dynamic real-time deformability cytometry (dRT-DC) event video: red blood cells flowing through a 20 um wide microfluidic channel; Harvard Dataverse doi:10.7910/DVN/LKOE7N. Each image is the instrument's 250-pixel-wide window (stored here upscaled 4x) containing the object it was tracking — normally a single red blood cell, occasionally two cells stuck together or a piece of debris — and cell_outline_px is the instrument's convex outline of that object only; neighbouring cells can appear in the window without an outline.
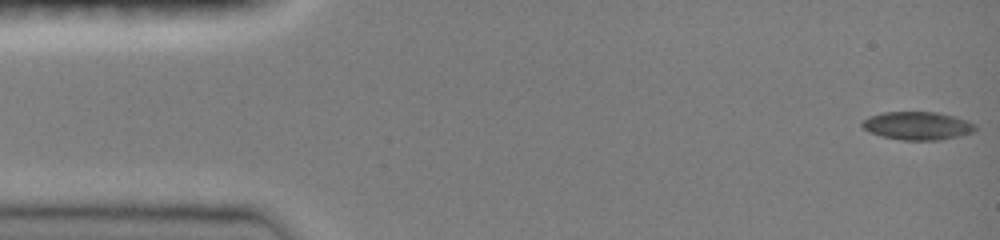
{"species": "common noctule bat (a hibernating species)", "species_latin": "Nyctalus noctula", "temperature_condition": "room temperature", "stored_images_in_passage": 47, "camera_frame_rate_fps": 3000, "um_per_image_px": 0.085, "animal": {"sex": "female", "body_mass_g": 19.0, "forearm_length_mm": 51.5}, "frame": {"image": 1, "passage_image": 1, "time_ms": 0.0, "image_size_px": [1000, 240], "cell_outline_px": [[976, 128], [972, 132], [960, 136], [940, 140], [900, 140], [880, 136], [868, 132], [860, 124], [868, 116], [884, 112], [936, 112], [956, 116], [968, 120], [976, 124]], "centroid_in_image_um": [77.99, 10.69], "position_along_channel_um": 7.0, "area_um2": 18.79}}
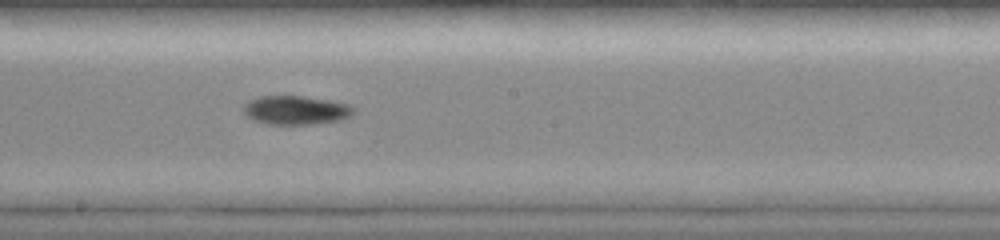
{"frame": {"image": 2, "passage_image": 26, "time_ms": 8.333, "image_size_px": [1000, 240], "cell_outline_px": [[356, 108], [352, 116], [340, 120], [316, 124], [268, 124], [252, 120], [244, 112], [244, 104], [248, 100], [260, 96], [300, 96], [328, 100], [352, 104]], "centroid_in_image_um": [25.19, 9.36], "position_along_channel_um": 223.0, "area_um2": 18.67}}
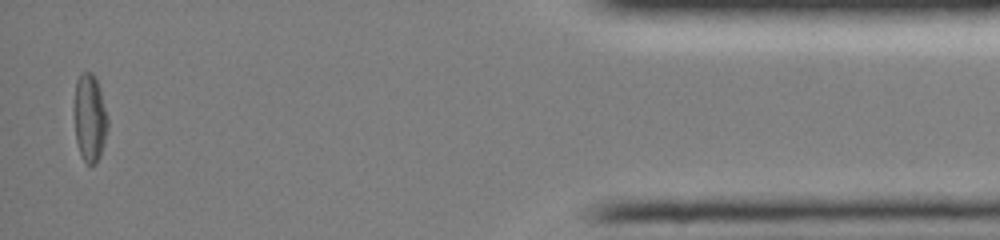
{"frame": {"image": 3, "passage_image": 46, "time_ms": 15.0, "image_size_px": [1000, 240], "cell_outline_px": [[108, 128], [100, 156], [96, 164], [88, 164], [80, 156], [76, 140], [72, 108], [76, 80], [80, 72], [92, 72], [100, 88], [108, 120]], "centroid_in_image_um": [7.59, 10.0], "position_along_channel_um": 427.6, "area_um2": 17.63}, "authors_computed_cell_mechanics": {"area_um2": 17.9758, "velocity_mm_per_s": 4.0444, "shape_relaxation_time_tau1_ms": 11.2422, "shape_relaxation_time_tau2_ms": null, "deformation_change_tau1": 0.2196, "deformation_change_tau2": null}}